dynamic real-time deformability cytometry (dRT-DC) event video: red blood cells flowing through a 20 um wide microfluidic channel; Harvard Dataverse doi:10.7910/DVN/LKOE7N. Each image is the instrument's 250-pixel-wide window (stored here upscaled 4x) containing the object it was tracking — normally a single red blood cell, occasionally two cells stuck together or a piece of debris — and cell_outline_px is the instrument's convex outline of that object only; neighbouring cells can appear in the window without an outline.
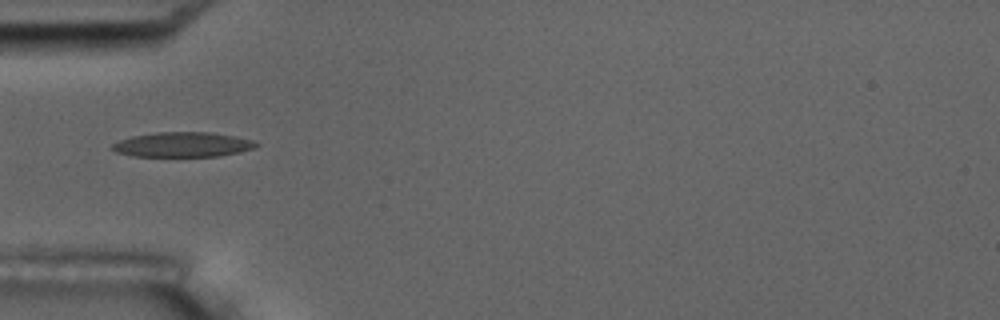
{"species": "common noctule bat (a hibernating species)", "species_latin": "Nyctalus noctula", "temperature_condition": "room temperature", "stored_images_in_passage": 7, "camera_frame_rate_fps": 3000, "um_per_image_px": 0.085, "animal": {"sex": "male", "body_mass_g": 17.5, "forearm_length_mm": 52.3}, "frame": {"image": 1, "passage_image": 3, "time_ms": 2.0, "image_size_px": [1000, 320], "cell_outline_px": [[260, 144], [256, 148], [240, 152], [216, 156], [132, 156], [116, 152], [112, 148], [112, 144], [120, 140], [132, 136], [156, 132], [208, 132], [236, 136], [252, 140]], "centroid_in_image_um": [15.55, 12.28], "position_along_channel_um": 69.4, "area_um2": 20.81}}
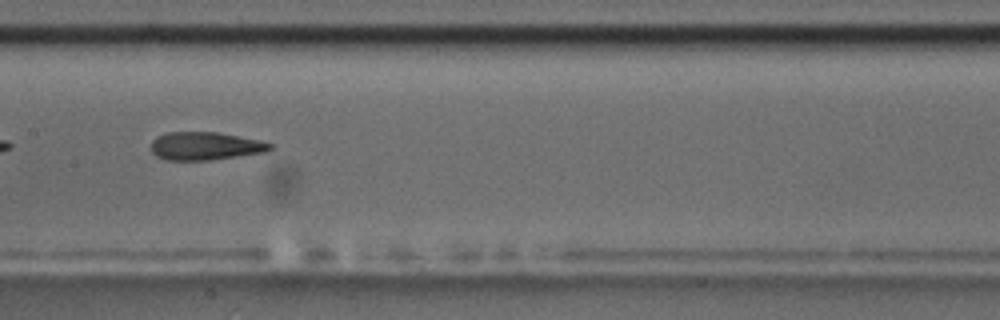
{"frame": {"image": 2, "passage_image": 6, "time_ms": 5.333, "image_size_px": [1000, 320], "cell_outline_px": [[272, 148], [264, 152], [212, 160], [164, 160], [156, 156], [152, 152], [152, 140], [156, 136], [168, 132], [216, 132], [260, 140], [272, 144]], "centroid_in_image_um": [17.41, 12.41], "position_along_channel_um": 190.0, "area_um2": 19.42}}
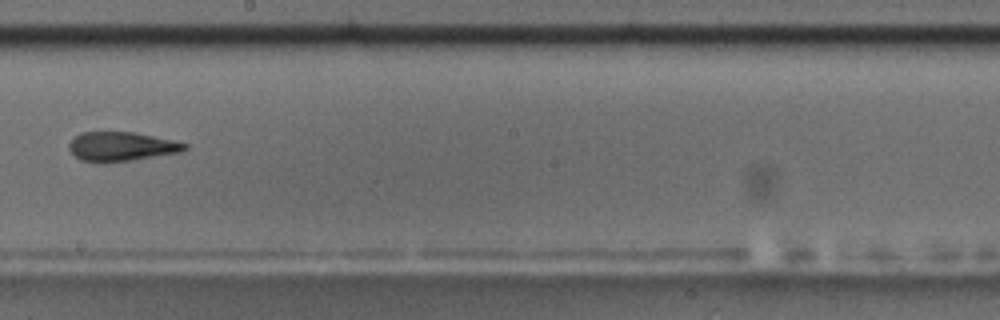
{"frame": {"image": 3, "passage_image": 7, "time_ms": 6.667, "image_size_px": [1000, 320], "cell_outline_px": [[188, 148], [180, 152], [104, 164], [80, 160], [68, 148], [68, 144], [80, 132], [132, 132], [172, 140], [188, 144]], "centroid_in_image_um": [10.28, 12.46], "position_along_channel_um": 237.9, "area_um2": 19.59}}